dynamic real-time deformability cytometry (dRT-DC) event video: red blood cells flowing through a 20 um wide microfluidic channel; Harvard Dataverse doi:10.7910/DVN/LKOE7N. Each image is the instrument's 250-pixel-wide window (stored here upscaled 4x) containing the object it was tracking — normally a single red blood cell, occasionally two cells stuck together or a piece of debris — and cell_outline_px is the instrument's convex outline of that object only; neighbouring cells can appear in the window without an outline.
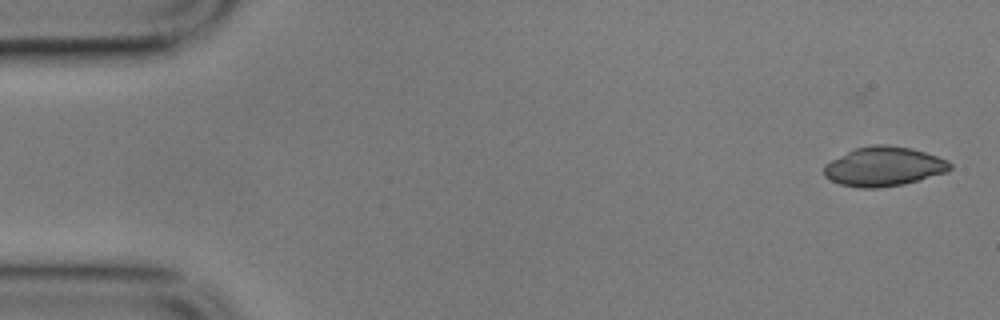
{"species": "common noctule bat (a hibernating species)", "species_latin": "Nyctalus noctula", "temperature_condition": "cold", "stored_images_in_passage": 56, "camera_frame_rate_fps": 3000, "um_per_image_px": 0.085, "animal": {"sex": "male", "body_mass_g": 17.9}, "frame": {"image": 1, "passage_image": 1, "time_ms": 0.0, "image_size_px": [1000, 320], "cell_outline_px": [[952, 168], [948, 172], [904, 184], [876, 188], [856, 188], [840, 184], [824, 176], [824, 164], [856, 148], [872, 144], [888, 144], [912, 148], [948, 160], [952, 164]], "centroid_in_image_um": [75.14, 14.15], "position_along_channel_um": 9.9, "area_um2": 28.96}}